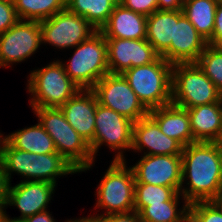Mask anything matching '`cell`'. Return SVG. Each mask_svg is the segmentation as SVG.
I'll list each match as a JSON object with an SVG mask.
<instances>
[{"mask_svg": "<svg viewBox=\"0 0 222 222\" xmlns=\"http://www.w3.org/2000/svg\"><path fill=\"white\" fill-rule=\"evenodd\" d=\"M105 39L109 73L122 74L127 69L150 64L159 57L147 39Z\"/></svg>", "mask_w": 222, "mask_h": 222, "instance_id": "4fadbf2b", "label": "cell"}, {"mask_svg": "<svg viewBox=\"0 0 222 222\" xmlns=\"http://www.w3.org/2000/svg\"><path fill=\"white\" fill-rule=\"evenodd\" d=\"M63 64L66 74L80 89H92L109 73L107 43L102 32L97 30L77 45L69 62Z\"/></svg>", "mask_w": 222, "mask_h": 222, "instance_id": "8992f818", "label": "cell"}, {"mask_svg": "<svg viewBox=\"0 0 222 222\" xmlns=\"http://www.w3.org/2000/svg\"><path fill=\"white\" fill-rule=\"evenodd\" d=\"M189 222H222V212L212 201L191 203Z\"/></svg>", "mask_w": 222, "mask_h": 222, "instance_id": "4dcf8cb0", "label": "cell"}, {"mask_svg": "<svg viewBox=\"0 0 222 222\" xmlns=\"http://www.w3.org/2000/svg\"><path fill=\"white\" fill-rule=\"evenodd\" d=\"M67 222H99L98 220H95V219H93V218H89L88 216L87 217H82V218H80V219H71V220H69L68 219V221Z\"/></svg>", "mask_w": 222, "mask_h": 222, "instance_id": "f35d334b", "label": "cell"}, {"mask_svg": "<svg viewBox=\"0 0 222 222\" xmlns=\"http://www.w3.org/2000/svg\"><path fill=\"white\" fill-rule=\"evenodd\" d=\"M135 183L172 187L177 193L182 186L181 155H144L131 167Z\"/></svg>", "mask_w": 222, "mask_h": 222, "instance_id": "7c38bea8", "label": "cell"}, {"mask_svg": "<svg viewBox=\"0 0 222 222\" xmlns=\"http://www.w3.org/2000/svg\"><path fill=\"white\" fill-rule=\"evenodd\" d=\"M149 115L166 136L177 140L183 147L197 142L191 132L187 109L170 103L149 110Z\"/></svg>", "mask_w": 222, "mask_h": 222, "instance_id": "ac0fdd59", "label": "cell"}, {"mask_svg": "<svg viewBox=\"0 0 222 222\" xmlns=\"http://www.w3.org/2000/svg\"><path fill=\"white\" fill-rule=\"evenodd\" d=\"M56 185L44 181H21L15 186L9 185L7 206H16L21 216L13 217L15 220L47 211V205L52 199Z\"/></svg>", "mask_w": 222, "mask_h": 222, "instance_id": "9a60e30c", "label": "cell"}, {"mask_svg": "<svg viewBox=\"0 0 222 222\" xmlns=\"http://www.w3.org/2000/svg\"><path fill=\"white\" fill-rule=\"evenodd\" d=\"M5 207L7 208V204H0V220L6 214V210L4 211Z\"/></svg>", "mask_w": 222, "mask_h": 222, "instance_id": "b9f144b4", "label": "cell"}, {"mask_svg": "<svg viewBox=\"0 0 222 222\" xmlns=\"http://www.w3.org/2000/svg\"><path fill=\"white\" fill-rule=\"evenodd\" d=\"M35 158H37L36 153L16 149L6 139L4 140L0 162L10 183L13 172L24 177V181H34Z\"/></svg>", "mask_w": 222, "mask_h": 222, "instance_id": "d4e9b609", "label": "cell"}, {"mask_svg": "<svg viewBox=\"0 0 222 222\" xmlns=\"http://www.w3.org/2000/svg\"><path fill=\"white\" fill-rule=\"evenodd\" d=\"M180 199L184 200L181 210ZM138 214L141 222H189V204L176 193L169 201L147 205Z\"/></svg>", "mask_w": 222, "mask_h": 222, "instance_id": "cb8c5ba5", "label": "cell"}, {"mask_svg": "<svg viewBox=\"0 0 222 222\" xmlns=\"http://www.w3.org/2000/svg\"><path fill=\"white\" fill-rule=\"evenodd\" d=\"M133 123L125 116L97 103L94 141L90 146L93 159L105 144L110 150L117 151L113 160H126L123 153L132 148Z\"/></svg>", "mask_w": 222, "mask_h": 222, "instance_id": "ba28073f", "label": "cell"}, {"mask_svg": "<svg viewBox=\"0 0 222 222\" xmlns=\"http://www.w3.org/2000/svg\"><path fill=\"white\" fill-rule=\"evenodd\" d=\"M175 10H157L147 16L146 39L162 56L174 41Z\"/></svg>", "mask_w": 222, "mask_h": 222, "instance_id": "44dd1931", "label": "cell"}, {"mask_svg": "<svg viewBox=\"0 0 222 222\" xmlns=\"http://www.w3.org/2000/svg\"><path fill=\"white\" fill-rule=\"evenodd\" d=\"M220 104H221V109H222V95H221V100H220Z\"/></svg>", "mask_w": 222, "mask_h": 222, "instance_id": "f6af8a7d", "label": "cell"}, {"mask_svg": "<svg viewBox=\"0 0 222 222\" xmlns=\"http://www.w3.org/2000/svg\"><path fill=\"white\" fill-rule=\"evenodd\" d=\"M28 79V92L32 108H60L80 88L66 74L64 64L58 60L33 70Z\"/></svg>", "mask_w": 222, "mask_h": 222, "instance_id": "5b68a950", "label": "cell"}, {"mask_svg": "<svg viewBox=\"0 0 222 222\" xmlns=\"http://www.w3.org/2000/svg\"><path fill=\"white\" fill-rule=\"evenodd\" d=\"M21 222H56L51 214L47 211L36 213L23 219ZM67 222V220L65 221Z\"/></svg>", "mask_w": 222, "mask_h": 222, "instance_id": "74e56055", "label": "cell"}, {"mask_svg": "<svg viewBox=\"0 0 222 222\" xmlns=\"http://www.w3.org/2000/svg\"><path fill=\"white\" fill-rule=\"evenodd\" d=\"M9 185L10 182L5 175L3 166L0 162V204H7Z\"/></svg>", "mask_w": 222, "mask_h": 222, "instance_id": "d590c367", "label": "cell"}, {"mask_svg": "<svg viewBox=\"0 0 222 222\" xmlns=\"http://www.w3.org/2000/svg\"><path fill=\"white\" fill-rule=\"evenodd\" d=\"M146 27L147 16L118 3L100 31L105 38L146 39Z\"/></svg>", "mask_w": 222, "mask_h": 222, "instance_id": "d6986e66", "label": "cell"}, {"mask_svg": "<svg viewBox=\"0 0 222 222\" xmlns=\"http://www.w3.org/2000/svg\"><path fill=\"white\" fill-rule=\"evenodd\" d=\"M39 26L42 44L47 43L61 50L75 48L97 31L84 17L67 8L40 21Z\"/></svg>", "mask_w": 222, "mask_h": 222, "instance_id": "30bf717a", "label": "cell"}, {"mask_svg": "<svg viewBox=\"0 0 222 222\" xmlns=\"http://www.w3.org/2000/svg\"><path fill=\"white\" fill-rule=\"evenodd\" d=\"M99 222H141L136 211L128 213L110 214L97 219Z\"/></svg>", "mask_w": 222, "mask_h": 222, "instance_id": "e575fe53", "label": "cell"}, {"mask_svg": "<svg viewBox=\"0 0 222 222\" xmlns=\"http://www.w3.org/2000/svg\"><path fill=\"white\" fill-rule=\"evenodd\" d=\"M207 45V41L198 33L183 11L175 10L174 41H171L169 49L161 57L172 65L195 63Z\"/></svg>", "mask_w": 222, "mask_h": 222, "instance_id": "5bb4252c", "label": "cell"}, {"mask_svg": "<svg viewBox=\"0 0 222 222\" xmlns=\"http://www.w3.org/2000/svg\"><path fill=\"white\" fill-rule=\"evenodd\" d=\"M158 10H182L183 0H157Z\"/></svg>", "mask_w": 222, "mask_h": 222, "instance_id": "8d00e7d4", "label": "cell"}, {"mask_svg": "<svg viewBox=\"0 0 222 222\" xmlns=\"http://www.w3.org/2000/svg\"><path fill=\"white\" fill-rule=\"evenodd\" d=\"M97 97L91 89H80L60 107L68 123L91 146L94 141Z\"/></svg>", "mask_w": 222, "mask_h": 222, "instance_id": "e0dca14e", "label": "cell"}, {"mask_svg": "<svg viewBox=\"0 0 222 222\" xmlns=\"http://www.w3.org/2000/svg\"><path fill=\"white\" fill-rule=\"evenodd\" d=\"M217 0H183V13L208 42L213 35Z\"/></svg>", "mask_w": 222, "mask_h": 222, "instance_id": "603a6c76", "label": "cell"}, {"mask_svg": "<svg viewBox=\"0 0 222 222\" xmlns=\"http://www.w3.org/2000/svg\"><path fill=\"white\" fill-rule=\"evenodd\" d=\"M98 104L112 109L132 122L149 114L122 74L108 73L91 89Z\"/></svg>", "mask_w": 222, "mask_h": 222, "instance_id": "9c48e42d", "label": "cell"}, {"mask_svg": "<svg viewBox=\"0 0 222 222\" xmlns=\"http://www.w3.org/2000/svg\"><path fill=\"white\" fill-rule=\"evenodd\" d=\"M120 4L144 16H149L158 10L157 0H122Z\"/></svg>", "mask_w": 222, "mask_h": 222, "instance_id": "d6a6232c", "label": "cell"}, {"mask_svg": "<svg viewBox=\"0 0 222 222\" xmlns=\"http://www.w3.org/2000/svg\"><path fill=\"white\" fill-rule=\"evenodd\" d=\"M0 222H21L19 220H15L9 217V215L5 214L2 219L0 220Z\"/></svg>", "mask_w": 222, "mask_h": 222, "instance_id": "60d3db41", "label": "cell"}, {"mask_svg": "<svg viewBox=\"0 0 222 222\" xmlns=\"http://www.w3.org/2000/svg\"><path fill=\"white\" fill-rule=\"evenodd\" d=\"M190 128L196 141L221 142L222 109L220 102L187 109Z\"/></svg>", "mask_w": 222, "mask_h": 222, "instance_id": "ffe728a7", "label": "cell"}, {"mask_svg": "<svg viewBox=\"0 0 222 222\" xmlns=\"http://www.w3.org/2000/svg\"><path fill=\"white\" fill-rule=\"evenodd\" d=\"M102 178L95 192L97 193L95 194L97 195L95 209L98 207L106 212L88 217L97 220L110 214L135 211V176L133 169L128 168L126 161L113 160Z\"/></svg>", "mask_w": 222, "mask_h": 222, "instance_id": "277c9868", "label": "cell"}, {"mask_svg": "<svg viewBox=\"0 0 222 222\" xmlns=\"http://www.w3.org/2000/svg\"><path fill=\"white\" fill-rule=\"evenodd\" d=\"M79 173V171L58 153L37 154L34 165V181L57 185V177Z\"/></svg>", "mask_w": 222, "mask_h": 222, "instance_id": "4316f807", "label": "cell"}, {"mask_svg": "<svg viewBox=\"0 0 222 222\" xmlns=\"http://www.w3.org/2000/svg\"><path fill=\"white\" fill-rule=\"evenodd\" d=\"M4 140H5V136H3V134H1L0 132V158H1L2 145H3Z\"/></svg>", "mask_w": 222, "mask_h": 222, "instance_id": "7bdbcfd3", "label": "cell"}, {"mask_svg": "<svg viewBox=\"0 0 222 222\" xmlns=\"http://www.w3.org/2000/svg\"><path fill=\"white\" fill-rule=\"evenodd\" d=\"M173 65L159 56L154 62L122 73L138 99L148 109L172 103Z\"/></svg>", "mask_w": 222, "mask_h": 222, "instance_id": "3957f363", "label": "cell"}, {"mask_svg": "<svg viewBox=\"0 0 222 222\" xmlns=\"http://www.w3.org/2000/svg\"><path fill=\"white\" fill-rule=\"evenodd\" d=\"M115 5L113 0H66L70 12L84 17L97 30L108 22Z\"/></svg>", "mask_w": 222, "mask_h": 222, "instance_id": "484cf974", "label": "cell"}, {"mask_svg": "<svg viewBox=\"0 0 222 222\" xmlns=\"http://www.w3.org/2000/svg\"><path fill=\"white\" fill-rule=\"evenodd\" d=\"M195 63L222 93V46L208 44Z\"/></svg>", "mask_w": 222, "mask_h": 222, "instance_id": "f546056e", "label": "cell"}, {"mask_svg": "<svg viewBox=\"0 0 222 222\" xmlns=\"http://www.w3.org/2000/svg\"><path fill=\"white\" fill-rule=\"evenodd\" d=\"M32 109L38 122L54 141L58 154L79 172H85L94 165L88 142L68 123L60 108Z\"/></svg>", "mask_w": 222, "mask_h": 222, "instance_id": "7a4b0ae2", "label": "cell"}, {"mask_svg": "<svg viewBox=\"0 0 222 222\" xmlns=\"http://www.w3.org/2000/svg\"><path fill=\"white\" fill-rule=\"evenodd\" d=\"M145 148L143 155H181L183 151V146L166 136L149 114L133 123L131 150L137 153Z\"/></svg>", "mask_w": 222, "mask_h": 222, "instance_id": "2e32d148", "label": "cell"}, {"mask_svg": "<svg viewBox=\"0 0 222 222\" xmlns=\"http://www.w3.org/2000/svg\"><path fill=\"white\" fill-rule=\"evenodd\" d=\"M181 158L182 186L179 193L188 204L212 201L222 192L221 142L191 143L183 147ZM184 183L188 188L183 186Z\"/></svg>", "mask_w": 222, "mask_h": 222, "instance_id": "6da1fadb", "label": "cell"}, {"mask_svg": "<svg viewBox=\"0 0 222 222\" xmlns=\"http://www.w3.org/2000/svg\"><path fill=\"white\" fill-rule=\"evenodd\" d=\"M212 202L219 208L222 212V192L212 200Z\"/></svg>", "mask_w": 222, "mask_h": 222, "instance_id": "ab89813d", "label": "cell"}, {"mask_svg": "<svg viewBox=\"0 0 222 222\" xmlns=\"http://www.w3.org/2000/svg\"><path fill=\"white\" fill-rule=\"evenodd\" d=\"M222 93L196 63L173 64L172 103L189 109L217 103Z\"/></svg>", "mask_w": 222, "mask_h": 222, "instance_id": "52a82bcc", "label": "cell"}, {"mask_svg": "<svg viewBox=\"0 0 222 222\" xmlns=\"http://www.w3.org/2000/svg\"><path fill=\"white\" fill-rule=\"evenodd\" d=\"M207 43L213 46H222V2L217 4L213 35Z\"/></svg>", "mask_w": 222, "mask_h": 222, "instance_id": "836d02e7", "label": "cell"}, {"mask_svg": "<svg viewBox=\"0 0 222 222\" xmlns=\"http://www.w3.org/2000/svg\"><path fill=\"white\" fill-rule=\"evenodd\" d=\"M19 20L42 21L66 8V0H13Z\"/></svg>", "mask_w": 222, "mask_h": 222, "instance_id": "83f0119b", "label": "cell"}, {"mask_svg": "<svg viewBox=\"0 0 222 222\" xmlns=\"http://www.w3.org/2000/svg\"><path fill=\"white\" fill-rule=\"evenodd\" d=\"M18 20L13 0H0V34L10 29Z\"/></svg>", "mask_w": 222, "mask_h": 222, "instance_id": "1f68e13d", "label": "cell"}, {"mask_svg": "<svg viewBox=\"0 0 222 222\" xmlns=\"http://www.w3.org/2000/svg\"><path fill=\"white\" fill-rule=\"evenodd\" d=\"M5 139L14 148L22 151L36 154L58 153L54 141L39 122L6 135Z\"/></svg>", "mask_w": 222, "mask_h": 222, "instance_id": "7402d4cb", "label": "cell"}, {"mask_svg": "<svg viewBox=\"0 0 222 222\" xmlns=\"http://www.w3.org/2000/svg\"><path fill=\"white\" fill-rule=\"evenodd\" d=\"M116 4L121 3L122 0H113Z\"/></svg>", "mask_w": 222, "mask_h": 222, "instance_id": "ee69618b", "label": "cell"}, {"mask_svg": "<svg viewBox=\"0 0 222 222\" xmlns=\"http://www.w3.org/2000/svg\"><path fill=\"white\" fill-rule=\"evenodd\" d=\"M42 44L39 21L18 20L0 34V67H11L32 56Z\"/></svg>", "mask_w": 222, "mask_h": 222, "instance_id": "8fae6325", "label": "cell"}, {"mask_svg": "<svg viewBox=\"0 0 222 222\" xmlns=\"http://www.w3.org/2000/svg\"><path fill=\"white\" fill-rule=\"evenodd\" d=\"M176 193L172 187L135 183V211L139 213L147 205L169 201Z\"/></svg>", "mask_w": 222, "mask_h": 222, "instance_id": "f1b7e54d", "label": "cell"}]
</instances>
